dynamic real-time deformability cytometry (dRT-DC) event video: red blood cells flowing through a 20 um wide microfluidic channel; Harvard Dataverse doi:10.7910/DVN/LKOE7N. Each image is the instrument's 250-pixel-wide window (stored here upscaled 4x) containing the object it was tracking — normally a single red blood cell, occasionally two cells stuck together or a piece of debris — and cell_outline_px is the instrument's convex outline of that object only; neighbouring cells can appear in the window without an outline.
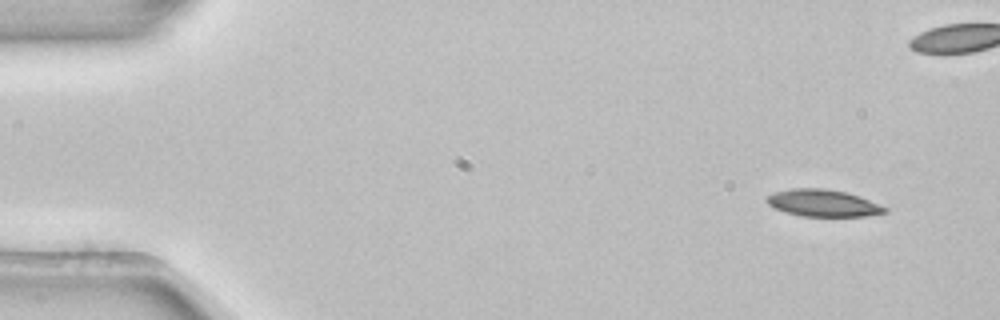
{"species": "common noctule bat (a hibernating species)", "species_latin": "Nyctalus noctula", "temperature_condition": "room temperature", "stored_images_in_passage": 5, "camera_frame_rate_fps": 3000, "um_per_image_px": 0.085, "animal": {"sex": "female", "body_mass_g": 22.7, "forearm_length_mm": 54.2}, "frame": {"image": 1, "passage_image": 1, "time_ms": 0.0, "image_size_px": [1000, 320], "cell_outline_px": [[888, 212], [868, 216], [800, 216], [784, 212], [772, 208], [764, 200], [764, 196], [776, 192], [792, 188], [824, 188], [844, 192], [880, 204], [888, 208]], "centroid_in_image_um": [69.9, 17.27], "position_along_channel_um": 15.1, "area_um2": 18.67}}